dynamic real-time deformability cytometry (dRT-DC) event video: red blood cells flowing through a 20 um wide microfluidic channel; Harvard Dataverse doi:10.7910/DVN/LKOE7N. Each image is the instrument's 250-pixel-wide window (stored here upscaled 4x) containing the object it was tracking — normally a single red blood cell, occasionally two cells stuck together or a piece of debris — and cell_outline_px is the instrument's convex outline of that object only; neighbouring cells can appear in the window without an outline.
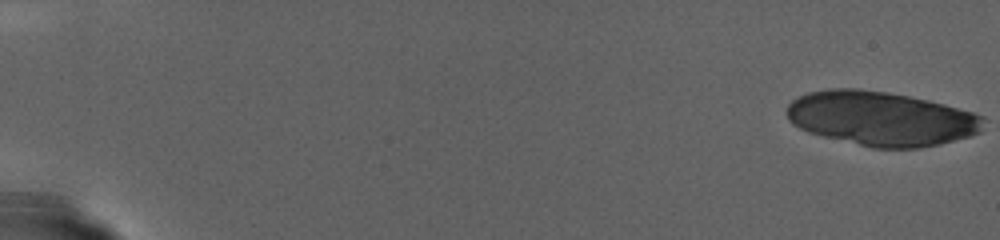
{"species": "human", "species_latin": "Homo sapiens", "temperature_condition": "warm", "stored_images_in_passage": 36, "camera_frame_rate_fps": 3000, "um_per_image_px": 0.085, "donor": {"sex": "female"}, "frame": {"image": 1, "passage_image": 1, "time_ms": 0.0, "image_size_px": [1000, 240], "cell_outline_px": [[984, 116], [980, 132], [968, 136], [940, 144], [916, 148], [872, 148], [808, 132], [792, 124], [788, 120], [784, 112], [788, 104], [796, 96], [808, 92], [828, 88], [860, 88], [888, 92], [928, 100], [944, 104], [972, 112]], "centroid_in_image_um": [74.83, 10.06], "position_along_channel_um": 10.2, "area_um2": 62.42}}